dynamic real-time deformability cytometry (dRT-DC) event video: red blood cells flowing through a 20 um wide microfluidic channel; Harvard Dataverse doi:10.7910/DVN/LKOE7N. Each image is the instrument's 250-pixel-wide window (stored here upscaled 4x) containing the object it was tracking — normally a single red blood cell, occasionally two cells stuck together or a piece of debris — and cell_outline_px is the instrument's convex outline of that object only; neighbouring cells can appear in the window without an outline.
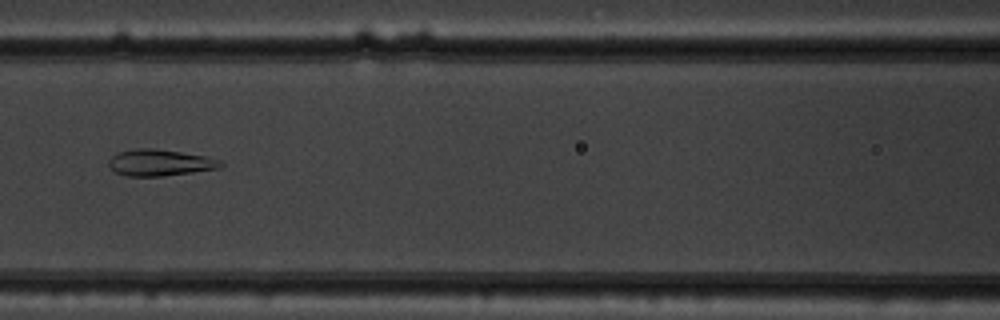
{"species": "common noctule bat (a hibernating species)", "species_latin": "Nyctalus noctula", "temperature_condition": "warm", "stored_images_in_passage": 6, "camera_frame_rate_fps": 3000, "um_per_image_px": 0.085, "animal": {"sex": "male", "body_mass_g": 19.5, "forearm_length_mm": 54.6}, "frame": {"image": 1, "passage_image": 6, "time_ms": 1.667, "image_size_px": [1000, 320], "cell_outline_px": [[224, 164], [216, 168], [192, 172], [160, 176], [124, 176], [116, 172], [108, 164], [108, 160], [112, 156], [120, 152], [140, 148], [152, 148], [180, 152], [204, 156], [220, 160]], "centroid_in_image_um": [13.55, 13.83], "position_along_channel_um": 153.0, "area_um2": 16.88}}